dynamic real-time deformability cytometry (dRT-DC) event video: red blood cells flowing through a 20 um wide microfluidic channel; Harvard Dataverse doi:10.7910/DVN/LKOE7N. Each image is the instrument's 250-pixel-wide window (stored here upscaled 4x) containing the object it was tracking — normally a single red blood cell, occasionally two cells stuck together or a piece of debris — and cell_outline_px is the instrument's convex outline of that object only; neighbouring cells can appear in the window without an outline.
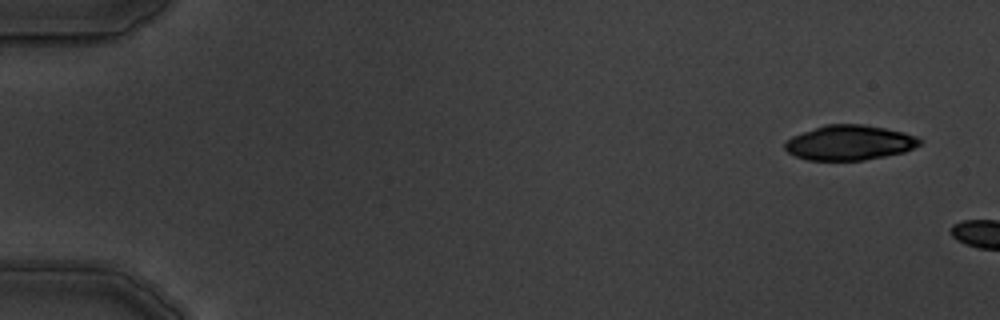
{"species": "common noctule bat (a hibernating species)", "species_latin": "Nyctalus noctula", "temperature_condition": "warm", "stored_images_in_passage": 3, "camera_frame_rate_fps": 3000, "um_per_image_px": 0.085, "animal": {"sex": "male", "body_mass_g": 19.5, "forearm_length_mm": 54.6}, "frame": {"image": 1, "passage_image": 1, "time_ms": 0.0, "image_size_px": [1000, 320], "cell_outline_px": [[920, 144], [904, 152], [864, 160], [808, 160], [796, 156], [788, 152], [784, 148], [784, 144], [792, 136], [828, 124], [864, 124], [904, 132], [916, 136], [920, 140]], "centroid_in_image_um": [72.21, 12.13], "position_along_channel_um": 12.8, "area_um2": 27.11}}